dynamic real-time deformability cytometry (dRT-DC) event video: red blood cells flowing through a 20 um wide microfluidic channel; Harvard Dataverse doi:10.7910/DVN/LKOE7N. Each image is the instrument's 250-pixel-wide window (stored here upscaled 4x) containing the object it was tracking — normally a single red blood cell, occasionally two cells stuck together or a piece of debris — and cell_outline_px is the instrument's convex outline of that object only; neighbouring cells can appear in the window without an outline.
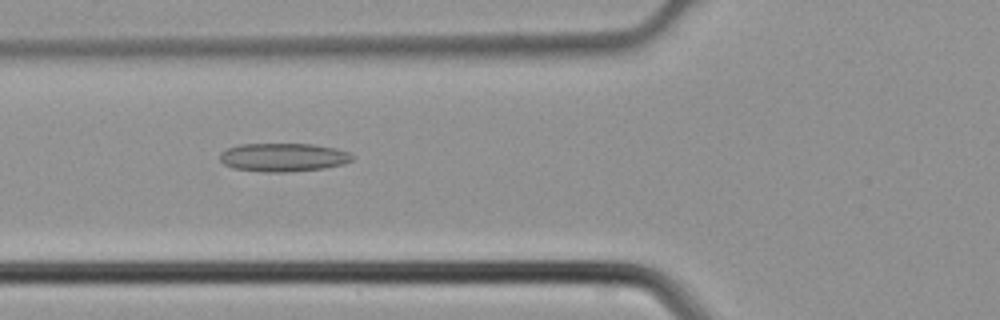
{"species": "common noctule bat (a hibernating species)", "species_latin": "Nyctalus noctula", "temperature_condition": "cold", "stored_images_in_passage": 33, "camera_frame_rate_fps": 3000, "um_per_image_px": 0.085, "animal": {"sex": "male", "body_mass_g": 21.5, "forearm_length_mm": 52.0}, "frame": {"image": 1, "passage_image": 5, "time_ms": 1.333, "image_size_px": [1000, 320], "cell_outline_px": [[352, 160], [344, 164], [324, 168], [288, 172], [264, 172], [232, 168], [224, 164], [220, 160], [220, 152], [228, 148], [240, 144], [312, 144], [336, 148], [348, 152], [352, 156]], "centroid_in_image_um": [24.06, 13.37], "position_along_channel_um": 101.7, "area_um2": 21.96}}
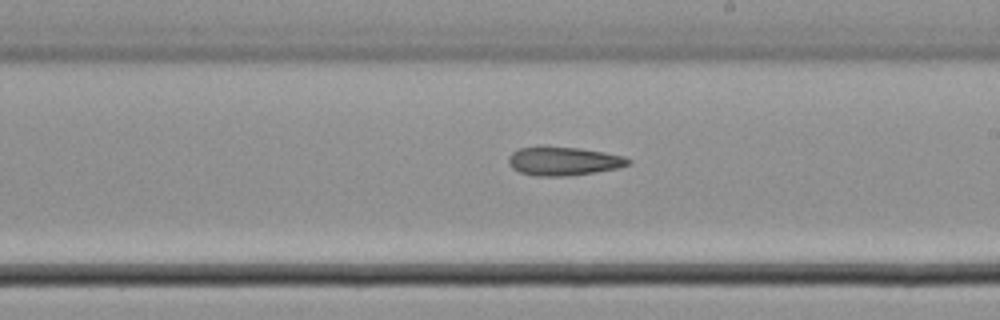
{"frame": {"image": 2, "passage_image": 14, "time_ms": 4.333, "image_size_px": [1000, 320], "cell_outline_px": [[632, 160], [628, 164], [616, 168], [592, 172], [564, 176], [536, 176], [520, 172], [512, 168], [508, 164], [508, 156], [512, 152], [520, 148], [540, 144], [580, 148], [624, 156]], "centroid_in_image_um": [47.81, 13.66], "position_along_channel_um": 241.2, "area_um2": 20.23}}
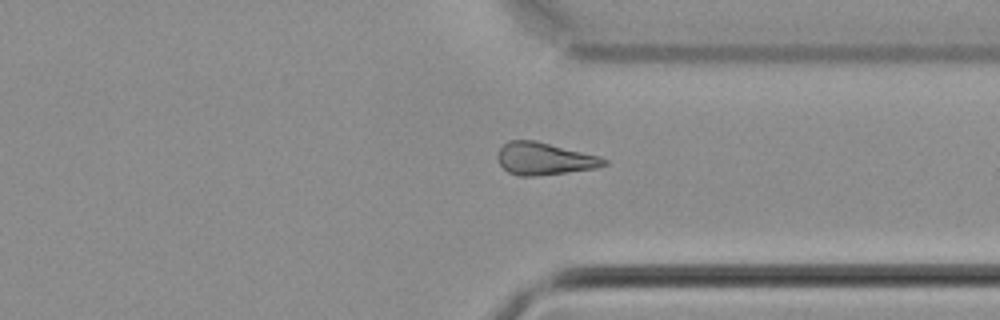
{"frame": {"image": 3, "passage_image": 22, "time_ms": 7.0, "image_size_px": [1000, 320], "cell_outline_px": [[608, 164], [596, 168], [532, 176], [520, 176], [508, 172], [500, 164], [496, 156], [500, 148], [508, 140], [536, 140], [600, 156], [608, 160]], "centroid_in_image_um": [46.27, 13.47], "position_along_channel_um": 365.1, "area_um2": 20.0}}